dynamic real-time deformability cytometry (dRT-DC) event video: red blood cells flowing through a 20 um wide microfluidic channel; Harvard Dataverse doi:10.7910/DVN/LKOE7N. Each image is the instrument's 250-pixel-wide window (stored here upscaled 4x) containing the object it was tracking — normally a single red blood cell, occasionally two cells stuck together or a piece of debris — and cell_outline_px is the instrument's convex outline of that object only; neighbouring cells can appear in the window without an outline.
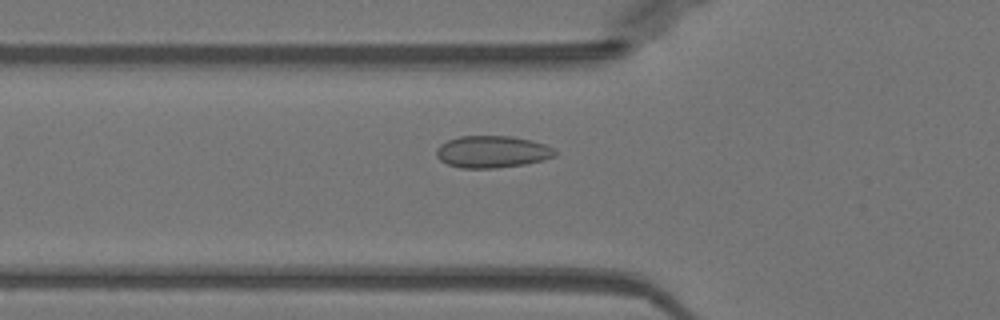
{"species": "Egyptian fruit bat (a non-hibernating species)", "species_latin": "Rousettus aegyptiacus", "temperature_condition": "warm", "stored_images_in_passage": 35, "camera_frame_rate_fps": 3000, "um_per_image_px": 0.085, "animal": {"sex": "female"}, "frame": {"image": 1, "passage_image": 3, "time_ms": 0.667, "image_size_px": [1000, 320], "cell_outline_px": [[560, 152], [556, 156], [544, 160], [524, 164], [496, 168], [460, 168], [448, 164], [440, 160], [436, 156], [436, 148], [440, 144], [448, 140], [460, 136], [512, 136], [532, 140], [544, 144]], "centroid_in_image_um": [41.85, 12.9], "position_along_channel_um": 83.9, "area_um2": 22.31}}
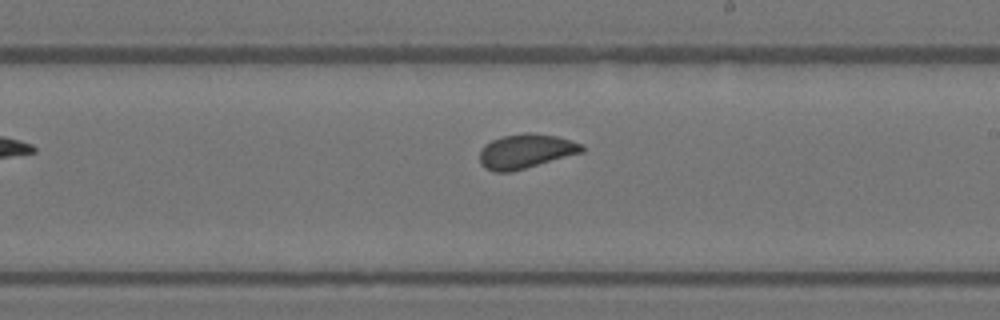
{"frame": {"image": 2, "passage_image": 15, "time_ms": 4.667, "image_size_px": [1000, 320], "cell_outline_px": [[584, 152], [512, 172], [496, 172], [484, 168], [480, 164], [480, 152], [484, 144], [492, 140], [504, 136], [524, 132], [532, 132], [556, 136], [584, 144]], "centroid_in_image_um": [44.7, 12.86], "position_along_channel_um": 244.3, "area_um2": 20.69}}
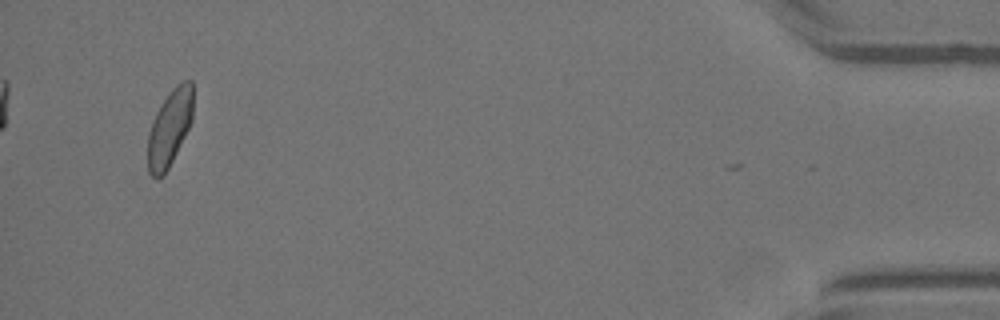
{"frame": {"image": 3, "passage_image": 34, "time_ms": 11.0, "image_size_px": [1000, 320], "cell_outline_px": [[192, 120], [168, 168], [156, 180], [148, 172], [148, 132], [152, 120], [156, 112], [168, 92], [176, 84], [184, 80], [192, 80]], "centroid_in_image_um": [14.4, 10.84], "position_along_channel_um": 420.8, "area_um2": 19.94}, "authors_computed_cell_mechanics": {"area_um2": 20.1144, "velocity_mm_per_s": 3.9868, "shape_relaxation_time_tau1_ms": null, "shape_relaxation_time_tau2_ms": 0.4511, "deformation_change_tau1": null, "deformation_change_tau2": 0.0348}}